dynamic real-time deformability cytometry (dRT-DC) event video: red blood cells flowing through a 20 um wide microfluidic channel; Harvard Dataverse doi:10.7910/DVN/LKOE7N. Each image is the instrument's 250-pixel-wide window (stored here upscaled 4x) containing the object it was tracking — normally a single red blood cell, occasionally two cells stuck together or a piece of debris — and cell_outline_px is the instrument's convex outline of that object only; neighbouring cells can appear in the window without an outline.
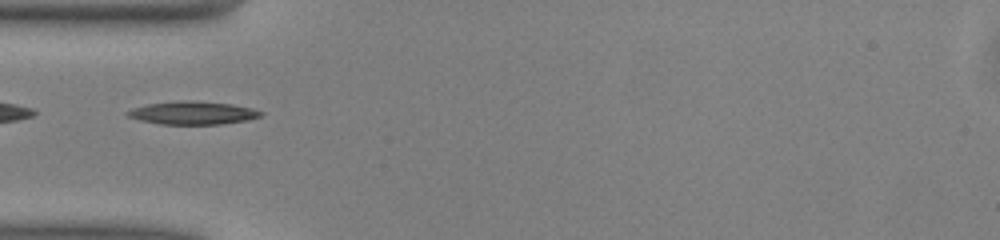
{"species": "common noctule bat (a hibernating species)", "species_latin": "Nyctalus noctula", "temperature_condition": "warm", "stored_images_in_passage": 50, "camera_frame_rate_fps": 3000, "um_per_image_px": 0.085, "animal": {"sex": "male", "body_mass_g": 13.0, "forearm_length_mm": 53.1}, "frame": {"image": 1, "passage_image": 15, "time_ms": 4.667, "image_size_px": [1000, 240], "cell_outline_px": [[264, 112], [260, 116], [248, 120], [220, 124], [160, 124], [140, 120], [128, 116], [124, 112], [132, 108], [148, 104], [180, 100], [188, 100], [232, 104], [252, 108]], "centroid_in_image_um": [16.37, 9.59], "position_along_channel_um": 68.6, "area_um2": 17.86}}
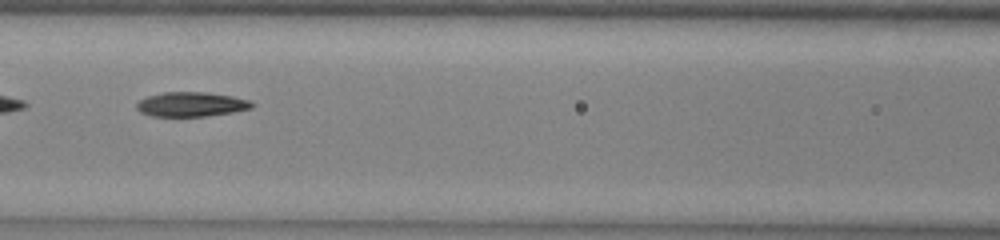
{"frame": {"image": 2, "passage_image": 21, "time_ms": 6.667, "image_size_px": [1000, 240], "cell_outline_px": [[256, 104], [252, 108], [232, 112], [208, 116], [152, 116], [140, 112], [136, 108], [136, 104], [140, 100], [148, 96], [164, 92], [204, 92], [232, 96], [252, 100]], "centroid_in_image_um": [16.29, 8.86], "position_along_channel_um": 150.3, "area_um2": 16.53}}
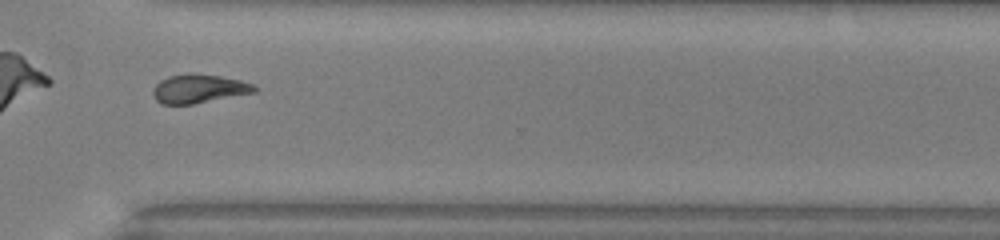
{"frame": {"image": 3, "passage_image": 36, "time_ms": 11.667, "image_size_px": [1000, 240], "cell_outline_px": [[256, 92], [192, 104], [160, 104], [156, 100], [152, 92], [156, 84], [160, 80], [168, 76], [188, 72], [220, 76], [240, 80], [252, 84], [256, 88]], "centroid_in_image_um": [16.87, 7.53], "position_along_channel_um": 353.7, "area_um2": 16.99}, "authors_computed_cell_mechanics": {"area_um2": 17.1377, "velocity_mm_per_s": 4.0649, "shape_relaxation_time_tau1_ms": 4.3665, "shape_relaxation_time_tau2_ms": 5.1756, "deformation_change_tau1": 0.1779, "deformation_change_tau2": 0.1389}}